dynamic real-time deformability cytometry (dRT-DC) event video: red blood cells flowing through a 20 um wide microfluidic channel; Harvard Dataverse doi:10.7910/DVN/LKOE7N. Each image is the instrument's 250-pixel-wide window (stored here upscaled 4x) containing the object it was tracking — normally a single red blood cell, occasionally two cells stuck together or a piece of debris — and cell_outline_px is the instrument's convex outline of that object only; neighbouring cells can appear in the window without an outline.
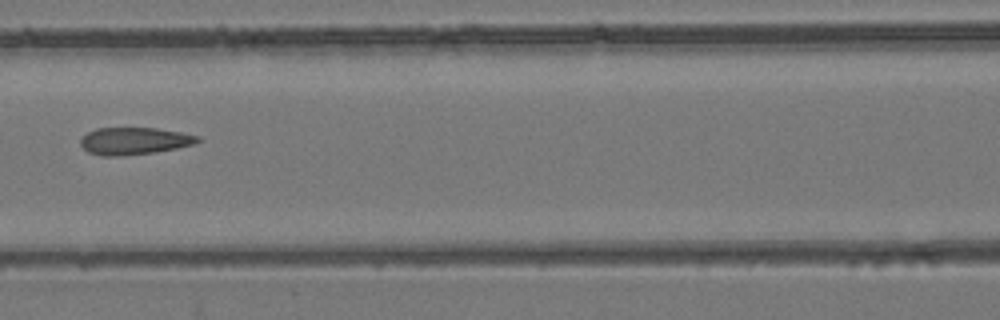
{"species": "common noctule bat (a hibernating species)", "species_latin": "Nyctalus noctula", "temperature_condition": "room temperature", "stored_images_in_passage": 7, "camera_frame_rate_fps": 3000, "um_per_image_px": 0.085, "animal": {"sex": "female", "body_mass_g": 24.6, "forearm_length_mm": 56.2}, "frame": {"image": 1, "passage_image": 7, "time_ms": 7.667, "image_size_px": [1000, 320], "cell_outline_px": [[204, 140], [196, 144], [156, 152], [120, 156], [100, 156], [88, 152], [80, 144], [80, 140], [88, 132], [96, 128], [156, 128], [180, 132], [200, 136]], "centroid_in_image_um": [11.45, 11.98], "position_along_channel_um": 155.1, "area_um2": 18.73}}